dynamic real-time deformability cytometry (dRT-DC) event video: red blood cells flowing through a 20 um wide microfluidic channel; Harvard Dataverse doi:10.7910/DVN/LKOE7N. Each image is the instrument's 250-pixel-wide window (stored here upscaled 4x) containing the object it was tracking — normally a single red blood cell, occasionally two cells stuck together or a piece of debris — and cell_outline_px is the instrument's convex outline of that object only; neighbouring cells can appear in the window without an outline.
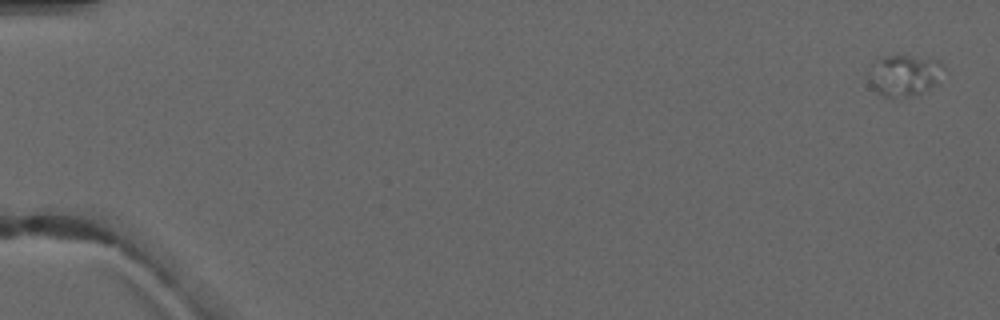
{"species": "common noctule bat (a hibernating species)", "species_latin": "Nyctalus noctula", "temperature_condition": "warm", "stored_images_in_passage": 5, "camera_frame_rate_fps": 3000, "um_per_image_px": 0.085, "animal": {"sex": "male", "forearm_length_mm": 52.5}, "frame": {"image": 1, "passage_image": 1, "time_ms": 0.0, "image_size_px": [1000, 320], "cell_outline_px": [[940, 68], [936, 84], [912, 96], [884, 96], [876, 92], [868, 84], [868, 72], [880, 56], [908, 56], [940, 60]], "centroid_in_image_um": [76.76, 6.4], "position_along_channel_um": 8.2, "area_um2": 17.46}}